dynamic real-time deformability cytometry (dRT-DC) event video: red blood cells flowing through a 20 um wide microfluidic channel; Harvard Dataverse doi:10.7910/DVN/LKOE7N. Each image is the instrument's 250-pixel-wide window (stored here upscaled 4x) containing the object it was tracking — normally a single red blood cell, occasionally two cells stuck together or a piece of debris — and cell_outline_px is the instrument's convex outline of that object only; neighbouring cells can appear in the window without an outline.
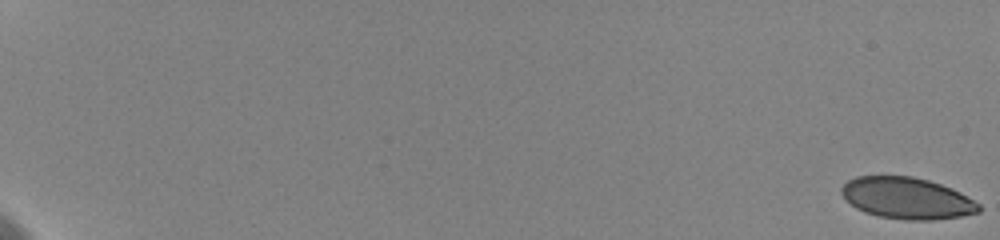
{"species": "human", "species_latin": "Homo sapiens", "temperature_condition": "cold", "stored_images_in_passage": 28, "camera_frame_rate_fps": 3000, "um_per_image_px": 0.085, "donor": {"sex": "female"}, "frame": {"image": 1, "passage_image": 1, "time_ms": 0.0, "image_size_px": [1000, 240], "cell_outline_px": [[980, 212], [960, 216], [932, 220], [904, 220], [880, 216], [864, 212], [856, 208], [840, 192], [840, 188], [848, 180], [856, 176], [912, 176], [928, 180], [952, 188], [960, 192], [980, 204]], "centroid_in_image_um": [77.09, 16.84], "position_along_channel_um": 7.9, "area_um2": 33.12}}